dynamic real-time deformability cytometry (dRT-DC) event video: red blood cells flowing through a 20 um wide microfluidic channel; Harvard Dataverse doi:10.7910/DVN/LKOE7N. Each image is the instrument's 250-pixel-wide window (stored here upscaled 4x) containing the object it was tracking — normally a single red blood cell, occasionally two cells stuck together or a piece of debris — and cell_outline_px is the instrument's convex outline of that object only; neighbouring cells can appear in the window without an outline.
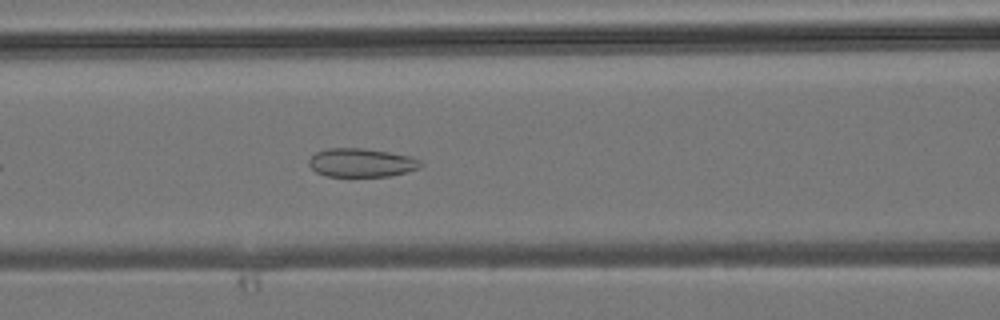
{"species": "common noctule bat (a hibernating species)", "species_latin": "Nyctalus noctula", "temperature_condition": "room temperature", "stored_images_in_passage": 13, "camera_frame_rate_fps": 3000, "um_per_image_px": 0.085, "animal": {"sex": "male", "body_mass_g": 19.2, "forearm_length_mm": 51.8}, "frame": {"image": 1, "passage_image": 8, "time_ms": 2.333, "image_size_px": [1000, 320], "cell_outline_px": [[424, 164], [420, 168], [388, 176], [328, 176], [316, 172], [308, 164], [308, 160], [316, 152], [328, 148], [364, 148], [412, 156], [420, 160]], "centroid_in_image_um": [30.73, 13.82], "position_along_channel_um": 135.9, "area_um2": 18.61}}
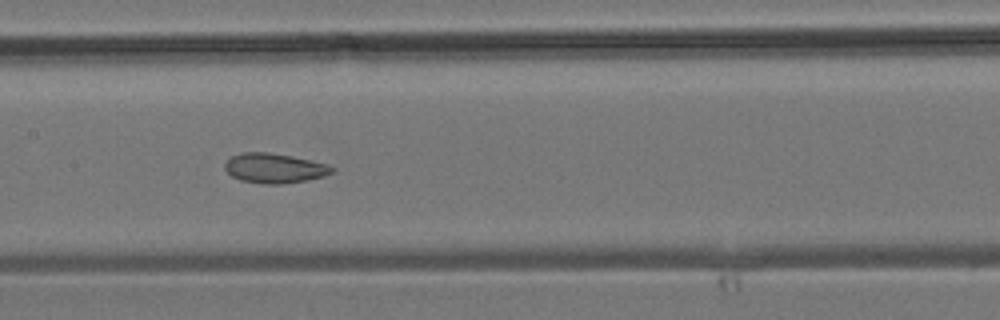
{"frame": {"image": 2, "passage_image": 11, "time_ms": 3.333, "image_size_px": [1000, 320], "cell_outline_px": [[336, 168], [332, 172], [324, 176], [308, 180], [280, 184], [264, 184], [240, 180], [232, 176], [224, 168], [224, 164], [232, 156], [240, 152], [268, 152], [292, 156], [328, 164]], "centroid_in_image_um": [23.33, 14.29], "position_along_channel_um": 184.1, "area_um2": 18.61}}